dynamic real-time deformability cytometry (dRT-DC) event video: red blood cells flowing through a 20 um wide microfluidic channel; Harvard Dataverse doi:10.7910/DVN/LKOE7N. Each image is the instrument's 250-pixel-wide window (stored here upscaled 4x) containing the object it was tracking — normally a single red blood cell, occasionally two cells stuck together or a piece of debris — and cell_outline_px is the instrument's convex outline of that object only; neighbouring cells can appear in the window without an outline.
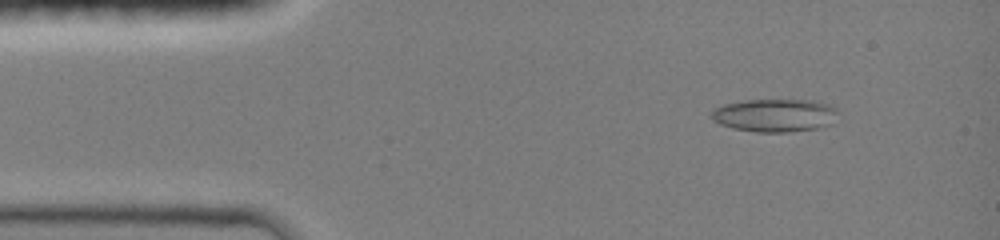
{"species": "common noctule bat (a hibernating species)", "species_latin": "Nyctalus noctula", "temperature_condition": "room temperature", "stored_images_in_passage": 45, "camera_frame_rate_fps": 3000, "um_per_image_px": 0.085, "animal": {"sex": "female", "body_mass_g": 19.0, "forearm_length_mm": 51.5}, "frame": {"image": 1, "passage_image": 5, "time_ms": 1.333, "image_size_px": [1000, 240], "cell_outline_px": [[840, 112], [832, 124], [820, 128], [788, 132], [756, 132], [732, 128], [720, 124], [712, 120], [712, 108], [724, 104], [744, 100], [812, 100], [828, 104], [836, 108]], "centroid_in_image_um": [65.88, 9.8], "position_along_channel_um": 19.1, "area_um2": 24.68}}
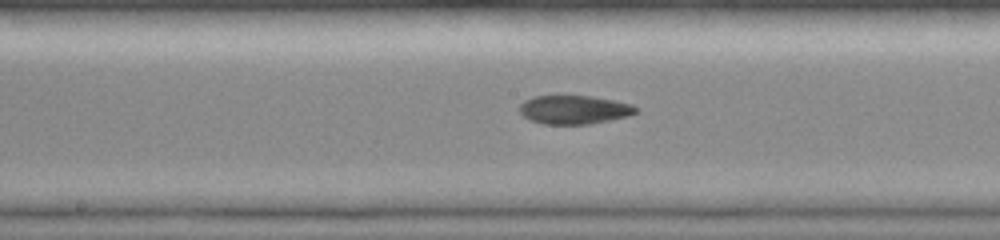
{"frame": {"image": 2, "passage_image": 23, "time_ms": 7.333, "image_size_px": [1000, 240], "cell_outline_px": [[636, 112], [628, 116], [592, 124], [544, 124], [532, 120], [524, 116], [520, 112], [520, 104], [524, 100], [532, 96], [592, 96], [632, 104], [636, 108]], "centroid_in_image_um": [48.79, 9.32], "position_along_channel_um": 199.4, "area_um2": 19.31}}
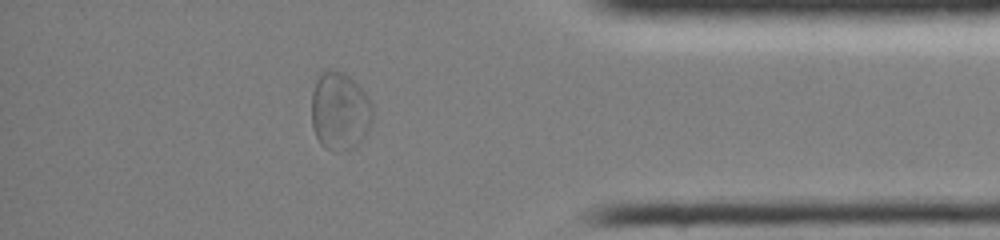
{"frame": {"image": 3, "passage_image": 39, "time_ms": 12.667, "image_size_px": [1000, 240], "cell_outline_px": [[372, 120], [368, 132], [356, 148], [344, 152], [332, 152], [324, 148], [320, 144], [316, 136], [312, 124], [312, 92], [316, 80], [320, 72], [328, 68], [344, 72], [368, 96], [372, 104]], "centroid_in_image_um": [28.88, 9.49], "position_along_channel_um": 406.3, "area_um2": 28.38}, "authors_computed_cell_mechanics": {"area_um2": 21.2704, "velocity_mm_per_s": 4.1626, "shape_relaxation_time_tau1_ms": null, "shape_relaxation_time_tau2_ms": 2.1952, "deformation_change_tau1": null, "deformation_change_tau2": 0.0777}}